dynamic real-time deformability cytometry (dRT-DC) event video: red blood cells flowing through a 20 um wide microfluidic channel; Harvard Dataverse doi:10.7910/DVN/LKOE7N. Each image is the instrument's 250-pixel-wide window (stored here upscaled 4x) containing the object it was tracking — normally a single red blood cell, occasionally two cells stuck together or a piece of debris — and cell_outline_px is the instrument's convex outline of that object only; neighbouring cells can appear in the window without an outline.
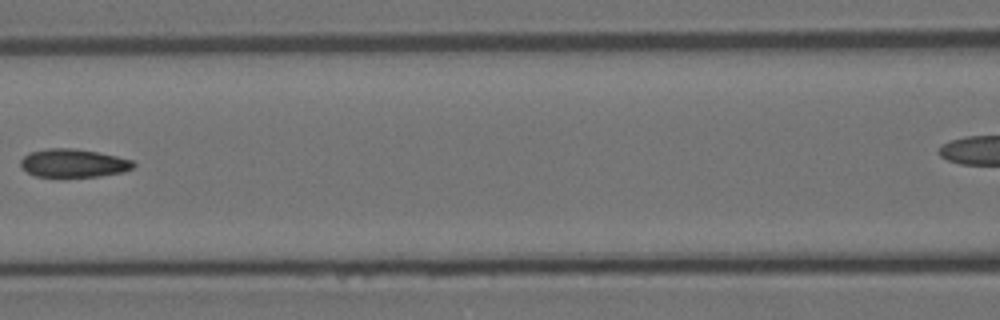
{"species": "Egyptian fruit bat (a non-hibernating species)", "species_latin": "Rousettus aegyptiacus", "temperature_condition": "room temperature", "stored_images_in_passage": 8, "segment_of_instrument_passage": [2, 2], "camera_frame_rate_fps": 3000, "um_per_image_px": 0.085, "animal": {"sex": "female"}, "frame": {"image": 1, "passage_image": 7, "time_ms": 7.0, "image_size_px": [1000, 320], "cell_outline_px": [[136, 164], [132, 168], [124, 172], [100, 176], [36, 176], [28, 172], [20, 164], [20, 160], [24, 156], [32, 152], [48, 148], [72, 148], [96, 152], [116, 156], [132, 160]], "centroid_in_image_um": [6.27, 13.86], "position_along_channel_um": 160.3, "area_um2": 18.26}}
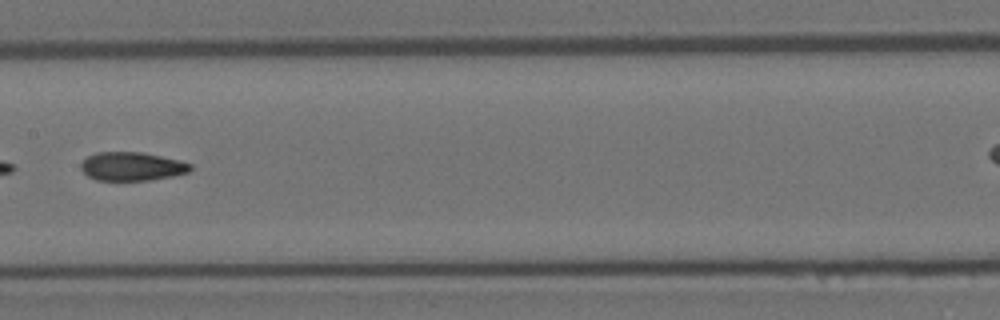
{"frame": {"image": 2, "passage_image": 8, "time_ms": 8.0, "image_size_px": [1000, 320], "cell_outline_px": [[192, 168], [188, 172], [172, 176], [152, 180], [96, 180], [88, 176], [80, 168], [80, 164], [88, 156], [96, 152], [144, 152], [180, 160], [192, 164]], "centroid_in_image_um": [11.22, 14.14], "position_along_channel_um": 196.2, "area_um2": 18.32}}